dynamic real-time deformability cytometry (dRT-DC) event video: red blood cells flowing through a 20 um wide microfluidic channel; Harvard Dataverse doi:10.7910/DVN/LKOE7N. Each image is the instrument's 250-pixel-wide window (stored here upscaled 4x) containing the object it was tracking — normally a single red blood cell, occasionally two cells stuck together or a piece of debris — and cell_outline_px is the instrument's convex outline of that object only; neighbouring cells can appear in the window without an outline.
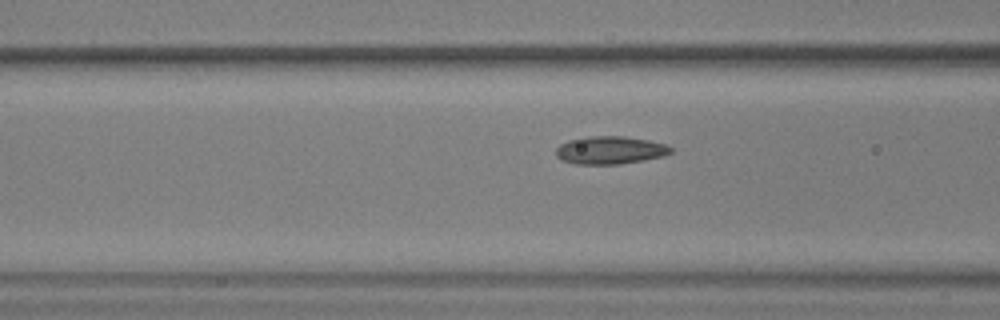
{"species": "common noctule bat (a hibernating species)", "species_latin": "Nyctalus noctula", "temperature_condition": "warm", "stored_images_in_passage": 41, "camera_frame_rate_fps": 3000, "um_per_image_px": 0.085, "animal": {"sex": "male", "body_mass_g": 17.9, "forearm_length_mm": 54.2}, "frame": {"image": 1, "passage_image": 8, "time_ms": 2.333, "image_size_px": [1000, 320], "cell_outline_px": [[672, 152], [664, 156], [644, 160], [620, 164], [576, 164], [560, 160], [556, 156], [556, 148], [560, 144], [568, 140], [588, 136], [624, 136], [648, 140], [664, 144], [672, 148]], "centroid_in_image_um": [51.83, 12.77], "position_along_channel_um": 114.8, "area_um2": 18.73}}
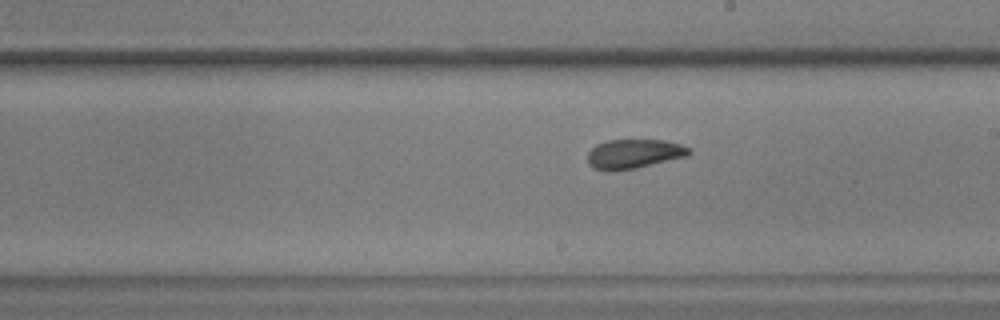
{"frame": {"image": 2, "passage_image": 18, "time_ms": 5.667, "image_size_px": [1000, 320], "cell_outline_px": [[692, 152], [688, 156], [636, 168], [612, 172], [608, 172], [592, 168], [588, 164], [588, 152], [596, 144], [608, 140], [664, 140], [680, 144], [692, 148]], "centroid_in_image_um": [53.88, 13.09], "position_along_channel_um": 235.1, "area_um2": 17.63}}
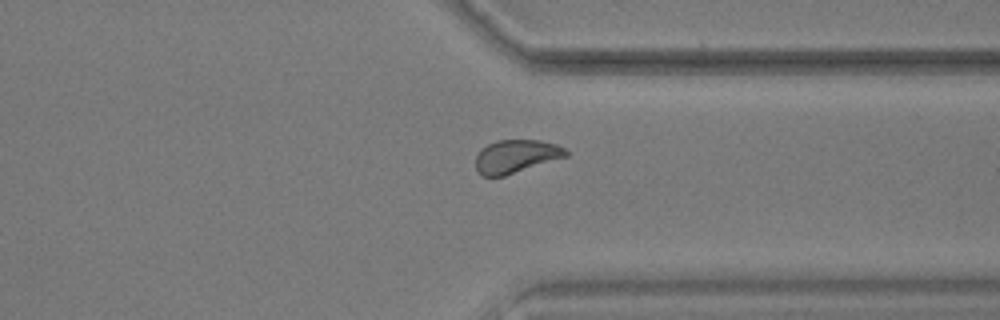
{"frame": {"image": 3, "passage_image": 29, "time_ms": 9.333, "image_size_px": [1000, 320], "cell_outline_px": [[568, 156], [504, 176], [480, 176], [476, 172], [476, 156], [480, 148], [496, 140], [540, 140], [556, 144], [564, 148], [568, 152]], "centroid_in_image_um": [43.83, 13.29], "position_along_channel_um": 367.6, "area_um2": 17.57}, "authors_computed_cell_mechanics": {"area_um2": 18.2648, "velocity_mm_per_s": 3.6136, "shape_relaxation_time_tau1_ms": 5.3276, "shape_relaxation_time_tau2_ms": 1.5963, "deformation_change_tau1": 0.1432, "deformation_change_tau2": 0.0742}}